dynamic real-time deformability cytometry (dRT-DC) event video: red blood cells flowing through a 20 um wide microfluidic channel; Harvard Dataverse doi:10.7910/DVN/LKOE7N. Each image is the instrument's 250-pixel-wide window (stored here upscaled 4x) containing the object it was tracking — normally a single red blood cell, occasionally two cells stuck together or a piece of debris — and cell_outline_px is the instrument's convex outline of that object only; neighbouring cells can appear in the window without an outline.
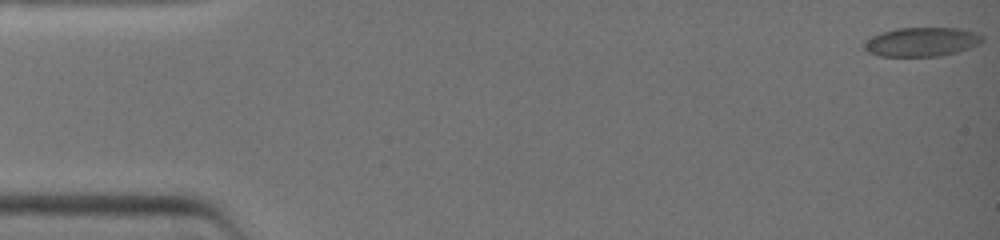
{"species": "common noctule bat (a hibernating species)", "species_latin": "Nyctalus noctula", "temperature_condition": "warm", "stored_images_in_passage": 4, "camera_frame_rate_fps": 3000, "um_per_image_px": 0.085, "animal": {"sex": "female", "body_mass_g": 19.0, "forearm_length_mm": 51.5}, "frame": {"image": 1, "passage_image": 1, "time_ms": 0.0, "image_size_px": [1000, 240], "cell_outline_px": [[984, 40], [980, 44], [956, 52], [940, 56], [880, 56], [868, 52], [864, 48], [864, 44], [872, 36], [880, 32], [896, 28], [960, 28], [976, 32], [984, 36]], "centroid_in_image_um": [78.37, 3.55], "position_along_channel_um": 6.6, "area_um2": 20.06}}
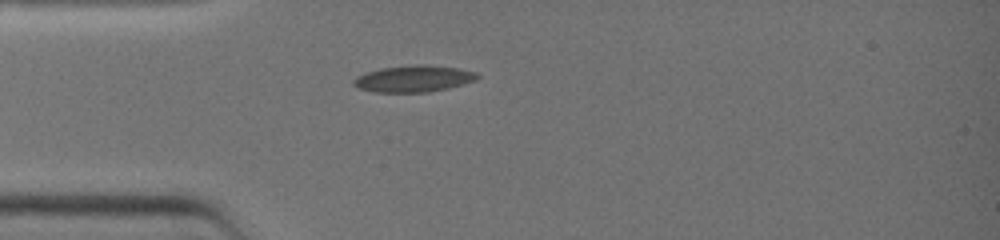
{"frame": {"image": 2, "passage_image": 4, "time_ms": 3.667, "image_size_px": [1000, 240], "cell_outline_px": [[480, 76], [476, 80], [448, 88], [428, 92], [372, 92], [356, 88], [352, 84], [352, 80], [356, 76], [364, 72], [380, 68], [416, 64], [428, 64], [460, 68], [476, 72]], "centroid_in_image_um": [35.12, 6.68], "position_along_channel_um": 49.9, "area_um2": 19.54}}